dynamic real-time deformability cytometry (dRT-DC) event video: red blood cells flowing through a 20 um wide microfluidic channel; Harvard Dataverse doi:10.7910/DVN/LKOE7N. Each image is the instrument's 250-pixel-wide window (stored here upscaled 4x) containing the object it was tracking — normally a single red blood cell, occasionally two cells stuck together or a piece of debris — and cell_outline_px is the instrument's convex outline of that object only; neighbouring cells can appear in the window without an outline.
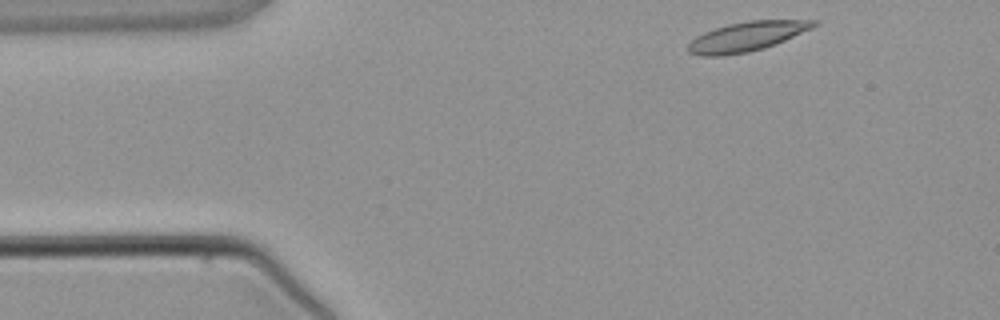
{"species": "common noctule bat (a hibernating species)", "species_latin": "Nyctalus noctula", "temperature_condition": "warm", "stored_images_in_passage": 2, "camera_frame_rate_fps": 3000, "um_per_image_px": 0.085, "animal": {"sex": "male", "body_mass_g": 21.5, "forearm_length_mm": 52.0}, "frame": {"image": 1, "passage_image": 1, "time_ms": 0.0, "image_size_px": [1000, 320], "cell_outline_px": [[816, 24], [784, 40], [764, 48], [748, 52], [724, 56], [700, 56], [688, 52], [688, 44], [696, 36], [704, 32], [728, 24], [748, 20], [816, 20]], "centroid_in_image_um": [63.38, 3.12], "position_along_channel_um": 21.6, "area_um2": 21.15}}